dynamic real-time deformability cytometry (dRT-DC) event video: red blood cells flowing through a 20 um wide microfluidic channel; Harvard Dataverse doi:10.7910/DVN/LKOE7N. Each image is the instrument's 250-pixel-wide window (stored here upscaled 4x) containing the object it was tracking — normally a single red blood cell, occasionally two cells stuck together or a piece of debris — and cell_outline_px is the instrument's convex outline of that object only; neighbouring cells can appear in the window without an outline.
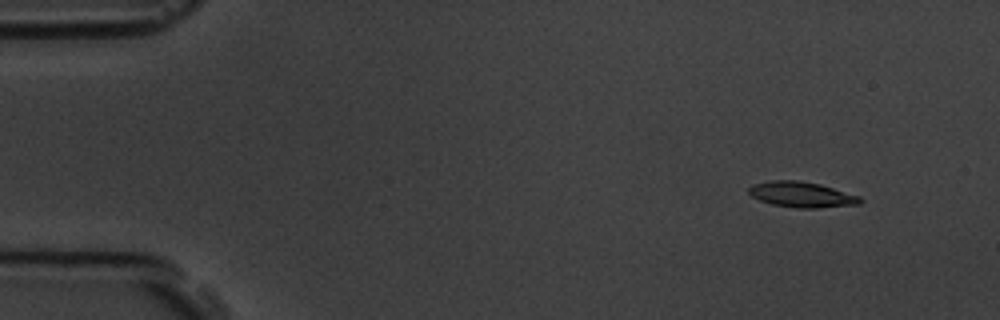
{"species": "common noctule bat (a hibernating species)", "species_latin": "Nyctalus noctula", "temperature_condition": "room temperature", "stored_images_in_passage": 5, "camera_frame_rate_fps": 3000, "um_per_image_px": 0.085, "animal": {"sex": "male", "body_mass_g": 19.5, "forearm_length_mm": 54.6}, "frame": {"image": 1, "passage_image": 2, "time_ms": 1.0, "image_size_px": [1000, 320], "cell_outline_px": [[864, 200], [860, 204], [816, 208], [800, 208], [772, 204], [760, 200], [752, 196], [748, 192], [748, 188], [752, 184], [772, 180], [800, 180], [820, 184], [860, 196]], "centroid_in_image_um": [68.15, 16.53], "position_along_channel_um": 16.8, "area_um2": 16.59}}
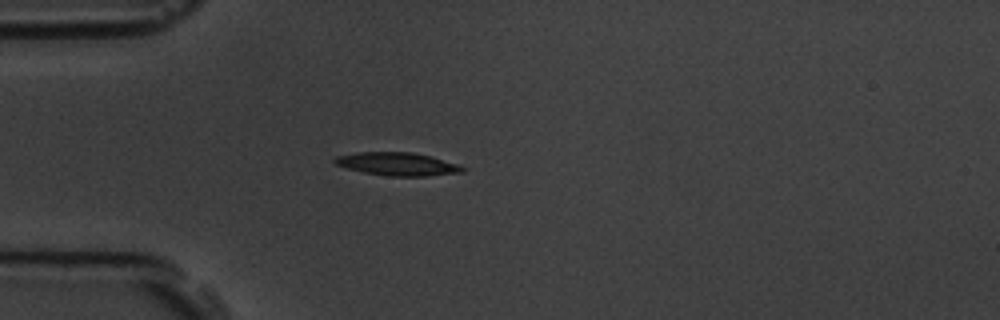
{"frame": {"image": 2, "passage_image": 4, "time_ms": 4.333, "image_size_px": [1000, 320], "cell_outline_px": [[464, 172], [428, 176], [388, 176], [364, 172], [348, 168], [336, 164], [332, 160], [336, 156], [360, 152], [412, 152], [428, 156], [456, 164], [464, 168]], "centroid_in_image_um": [33.75, 13.94], "position_along_channel_um": 51.2, "area_um2": 16.88}}